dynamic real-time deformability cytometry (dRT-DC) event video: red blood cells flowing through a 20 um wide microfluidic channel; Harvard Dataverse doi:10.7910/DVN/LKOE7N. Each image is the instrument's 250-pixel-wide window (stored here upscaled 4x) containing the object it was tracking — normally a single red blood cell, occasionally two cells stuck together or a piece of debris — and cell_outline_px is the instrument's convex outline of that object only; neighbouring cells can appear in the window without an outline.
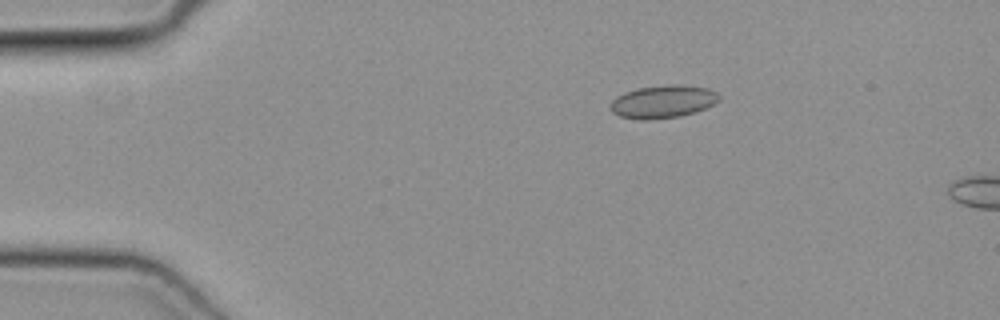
{"species": "common noctule bat (a hibernating species)", "species_latin": "Nyctalus noctula", "temperature_condition": "cold", "stored_images_in_passage": 5, "camera_frame_rate_fps": 3000, "um_per_image_px": 0.085, "animal": {"sex": "female", "body_mass_g": 19.3, "forearm_length_mm": 54.1}, "frame": {"image": 1, "passage_image": 1, "time_ms": 0.0, "image_size_px": [1000, 320], "cell_outline_px": [[720, 100], [704, 108], [680, 116], [648, 120], [640, 120], [620, 116], [612, 112], [608, 108], [608, 104], [616, 96], [624, 92], [636, 88], [672, 84], [680, 84], [708, 88], [716, 92], [720, 96]], "centroid_in_image_um": [56.29, 8.63], "position_along_channel_um": 28.7, "area_um2": 20.92}}